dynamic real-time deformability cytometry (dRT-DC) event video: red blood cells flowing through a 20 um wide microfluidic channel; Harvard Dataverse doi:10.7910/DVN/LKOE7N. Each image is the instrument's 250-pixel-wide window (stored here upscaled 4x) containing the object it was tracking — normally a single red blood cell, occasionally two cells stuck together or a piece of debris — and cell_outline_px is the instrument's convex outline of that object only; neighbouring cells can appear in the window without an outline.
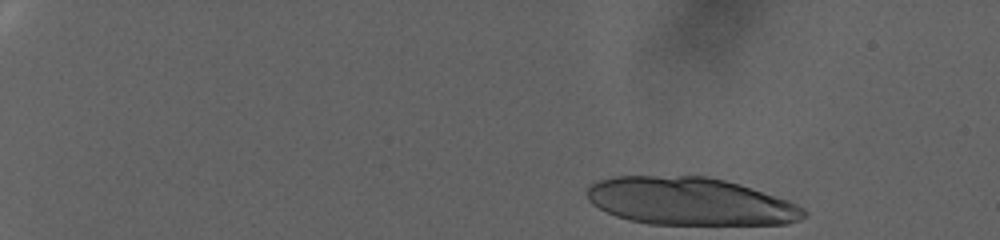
{"species": "human", "species_latin": "Homo sapiens", "temperature_condition": "warm", "stored_images_in_passage": 24, "camera_frame_rate_fps": 3000, "um_per_image_px": 0.085, "donor": {"sex": "female"}, "frame": {"image": 1, "passage_image": 1, "time_ms": 0.0, "image_size_px": [1000, 240], "cell_outline_px": [[808, 216], [800, 220], [788, 224], [648, 224], [616, 216], [592, 204], [588, 200], [588, 188], [596, 180], [616, 176], [708, 176], [740, 184], [788, 200], [804, 208], [808, 212]], "centroid_in_image_um": [58.69, 17.11], "position_along_channel_um": 26.3, "area_um2": 60.34}}